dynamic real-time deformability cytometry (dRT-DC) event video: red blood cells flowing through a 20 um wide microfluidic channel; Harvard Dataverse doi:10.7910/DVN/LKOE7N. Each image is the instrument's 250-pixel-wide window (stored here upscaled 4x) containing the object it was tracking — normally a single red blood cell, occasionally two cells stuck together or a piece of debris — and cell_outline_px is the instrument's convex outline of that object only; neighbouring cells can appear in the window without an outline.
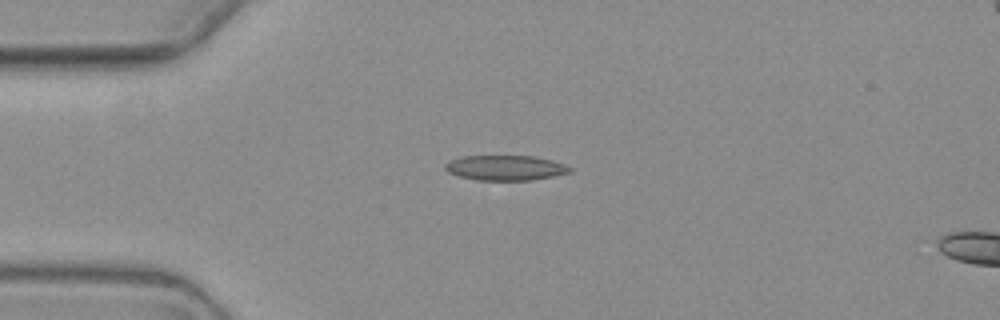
{"species": "common noctule bat (a hibernating species)", "species_latin": "Nyctalus noctula", "temperature_condition": "warm", "stored_images_in_passage": 5, "camera_frame_rate_fps": 3000, "um_per_image_px": 0.085, "animal": {"sex": "female", "body_mass_g": 19.3, "forearm_length_mm": 54.1}, "frame": {"image": 1, "passage_image": 4, "time_ms": 3.667, "image_size_px": [1000, 320], "cell_outline_px": [[572, 172], [532, 180], [476, 180], [460, 176], [448, 172], [444, 168], [444, 164], [448, 160], [460, 156], [532, 156], [564, 164], [572, 168]], "centroid_in_image_um": [42.91, 14.26], "position_along_channel_um": 42.1, "area_um2": 18.15}}